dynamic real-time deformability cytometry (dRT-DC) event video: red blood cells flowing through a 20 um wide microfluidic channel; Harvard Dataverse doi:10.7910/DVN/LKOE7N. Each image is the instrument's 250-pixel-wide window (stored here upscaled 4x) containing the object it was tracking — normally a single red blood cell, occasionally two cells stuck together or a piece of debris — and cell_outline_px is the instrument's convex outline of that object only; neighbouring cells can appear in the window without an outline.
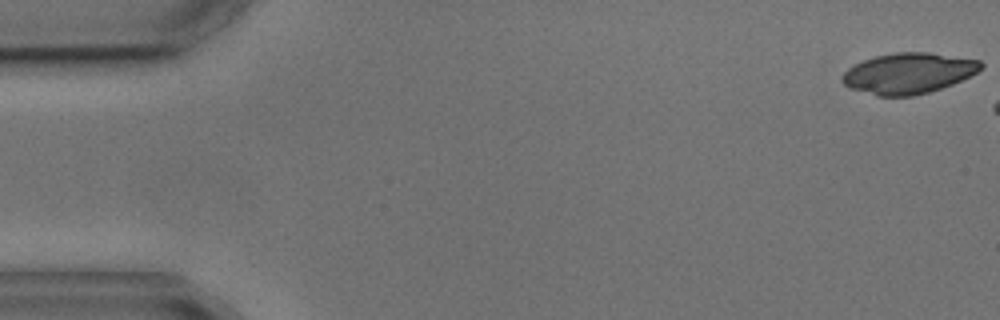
{"species": "common noctule bat (a hibernating species)", "species_latin": "Nyctalus noctula", "temperature_condition": "cold", "stored_images_in_passage": 3, "camera_frame_rate_fps": 3000, "um_per_image_px": 0.085, "animal": {"sex": "male", "body_mass_g": 17.9, "forearm_length_mm": 54.2}, "frame": {"image": 1, "passage_image": 1, "time_ms": 0.0, "image_size_px": [1000, 320], "cell_outline_px": [[984, 64], [976, 72], [952, 84], [928, 92], [912, 96], [876, 96], [852, 88], [844, 84], [840, 80], [840, 76], [848, 68], [864, 60], [876, 56], [896, 52], [928, 52], [980, 60]], "centroid_in_image_um": [77.19, 6.22], "position_along_channel_um": 7.8, "area_um2": 32.6}}